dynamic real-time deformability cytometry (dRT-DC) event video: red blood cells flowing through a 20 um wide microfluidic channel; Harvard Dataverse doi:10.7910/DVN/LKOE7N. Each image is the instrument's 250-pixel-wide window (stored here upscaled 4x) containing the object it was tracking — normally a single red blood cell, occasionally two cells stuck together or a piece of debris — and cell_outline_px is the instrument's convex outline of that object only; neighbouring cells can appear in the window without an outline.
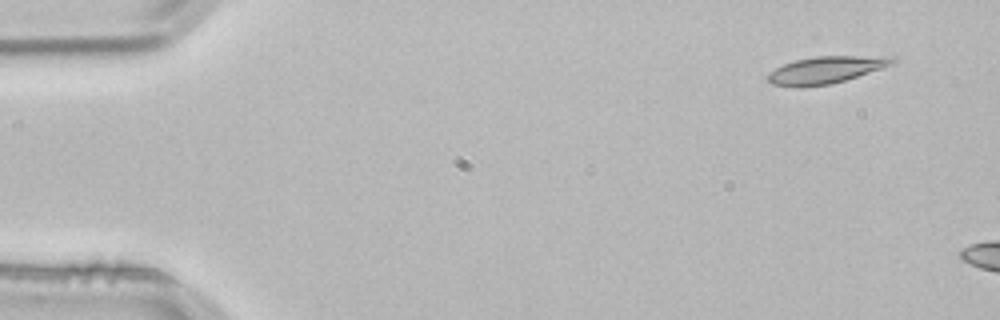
{"species": "common noctule bat (a hibernating species)", "species_latin": "Nyctalus noctula", "temperature_condition": "room temperature", "stored_images_in_passage": 3, "camera_frame_rate_fps": 3000, "um_per_image_px": 0.085, "animal": {"sex": "male", "body_mass_g": 21.5, "forearm_length_mm": 52.0}, "frame": {"image": 1, "passage_image": 1, "time_ms": 0.0, "image_size_px": [1000, 320], "cell_outline_px": [[896, 60], [892, 64], [832, 84], [772, 84], [768, 80], [768, 72], [784, 64], [796, 60], [816, 56], [896, 56]], "centroid_in_image_um": [70.27, 5.88], "position_along_channel_um": 14.7, "area_um2": 18.67}}